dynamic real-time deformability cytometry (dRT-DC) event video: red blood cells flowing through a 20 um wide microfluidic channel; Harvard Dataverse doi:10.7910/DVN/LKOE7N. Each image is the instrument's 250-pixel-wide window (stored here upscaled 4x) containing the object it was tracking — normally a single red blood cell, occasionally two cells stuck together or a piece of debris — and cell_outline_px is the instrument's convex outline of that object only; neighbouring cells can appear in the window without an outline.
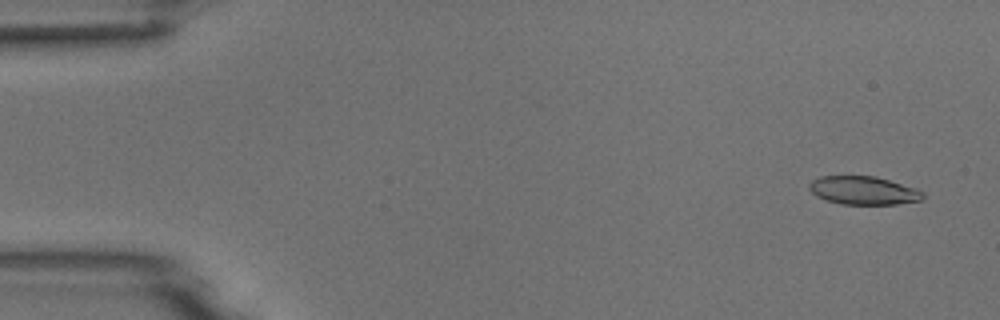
{"species": "common noctule bat (a hibernating species)", "species_latin": "Nyctalus noctula", "temperature_condition": "room temperature", "stored_images_in_passage": 5, "camera_frame_rate_fps": 3000, "um_per_image_px": 0.085, "animal": {"sex": "male", "body_mass_g": 18.8}, "frame": {"image": 1, "passage_image": 1, "time_ms": 0.0, "image_size_px": [1000, 320], "cell_outline_px": [[924, 196], [920, 200], [896, 204], [840, 204], [824, 200], [816, 196], [808, 188], [808, 184], [812, 180], [820, 176], [876, 176], [916, 188], [924, 192]], "centroid_in_image_um": [73.36, 16.19], "position_along_channel_um": 11.6, "area_um2": 18.84}}
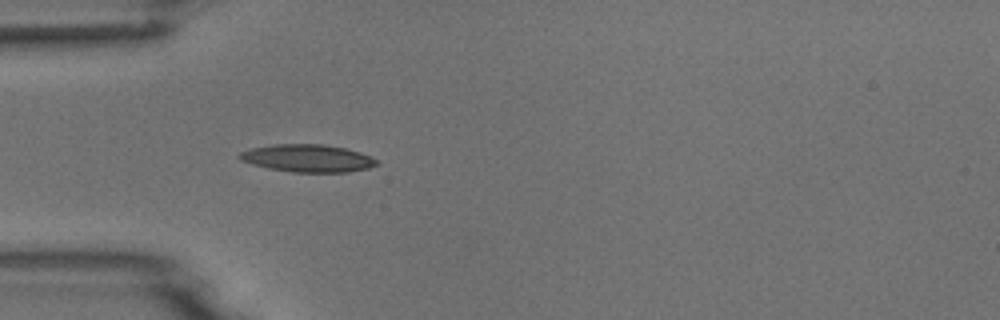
{"frame": {"image": 2, "passage_image": 5, "time_ms": 4.333, "image_size_px": [1000, 320], "cell_outline_px": [[380, 164], [368, 168], [348, 172], [292, 172], [268, 168], [252, 164], [240, 160], [236, 156], [240, 152], [248, 148], [276, 144], [324, 144], [344, 148], [360, 152], [376, 160]], "centroid_in_image_um": [26.1, 13.45], "position_along_channel_um": 58.9, "area_um2": 22.08}}